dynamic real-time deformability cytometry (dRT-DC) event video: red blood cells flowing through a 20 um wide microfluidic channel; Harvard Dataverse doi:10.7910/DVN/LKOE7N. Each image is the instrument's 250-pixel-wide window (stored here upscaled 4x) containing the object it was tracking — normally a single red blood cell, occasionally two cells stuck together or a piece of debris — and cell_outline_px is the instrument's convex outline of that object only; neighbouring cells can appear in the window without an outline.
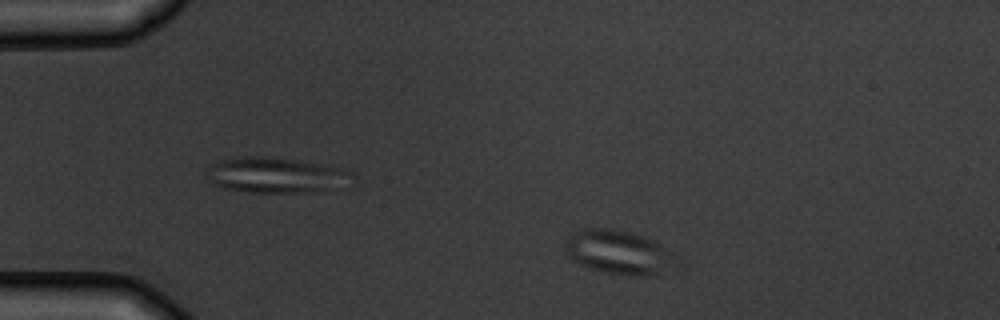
{"species": "common noctule bat (a hibernating species)", "species_latin": "Nyctalus noctula", "temperature_condition": "warm", "stored_images_in_passage": 3, "camera_frame_rate_fps": 3000, "um_per_image_px": 0.085, "animal": {"sex": "male", "body_mass_g": 19.5, "forearm_length_mm": 54.6}, "frame": {"image": 1, "passage_image": 1, "time_ms": 0.0, "image_size_px": [1000, 320], "cell_outline_px": [[668, 252], [656, 272], [648, 276], [632, 276], [604, 272], [588, 268], [572, 260], [568, 256], [564, 244], [568, 236], [572, 232], [584, 228], [604, 228], [632, 232], [644, 236], [660, 244]], "centroid_in_image_um": [52.29, 21.38], "position_along_channel_um": 32.7, "area_um2": 26.82}}